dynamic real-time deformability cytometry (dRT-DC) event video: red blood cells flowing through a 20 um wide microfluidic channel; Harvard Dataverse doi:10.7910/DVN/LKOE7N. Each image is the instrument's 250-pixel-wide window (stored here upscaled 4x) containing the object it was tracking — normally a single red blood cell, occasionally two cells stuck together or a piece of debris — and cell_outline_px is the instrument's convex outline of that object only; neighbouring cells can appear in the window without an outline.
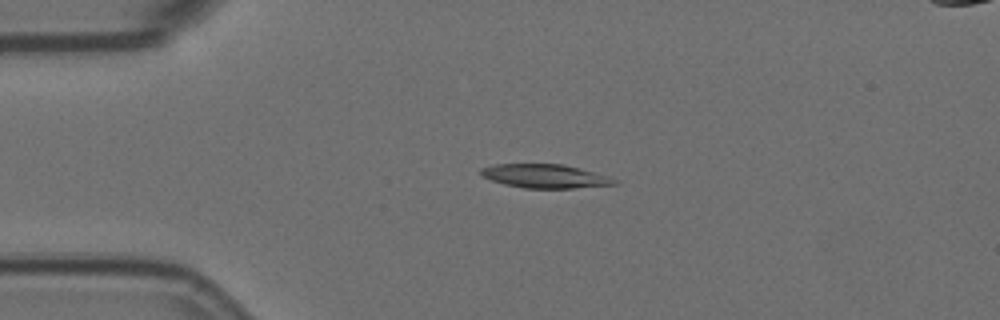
{"species": "Egyptian fruit bat (a non-hibernating species)", "species_latin": "Rousettus aegyptiacus", "temperature_condition": "room temperature", "stored_images_in_passage": 4, "camera_frame_rate_fps": 3000, "um_per_image_px": 0.085, "animal": {"sex": "female"}, "frame": {"image": 1, "passage_image": 3, "time_ms": 0.667, "image_size_px": [1000, 320], "cell_outline_px": [[620, 180], [616, 184], [572, 188], [524, 188], [504, 184], [480, 176], [480, 168], [496, 164], [560, 164], [592, 172]], "centroid_in_image_um": [46.27, 14.97], "position_along_channel_um": 38.7, "area_um2": 18.21}}